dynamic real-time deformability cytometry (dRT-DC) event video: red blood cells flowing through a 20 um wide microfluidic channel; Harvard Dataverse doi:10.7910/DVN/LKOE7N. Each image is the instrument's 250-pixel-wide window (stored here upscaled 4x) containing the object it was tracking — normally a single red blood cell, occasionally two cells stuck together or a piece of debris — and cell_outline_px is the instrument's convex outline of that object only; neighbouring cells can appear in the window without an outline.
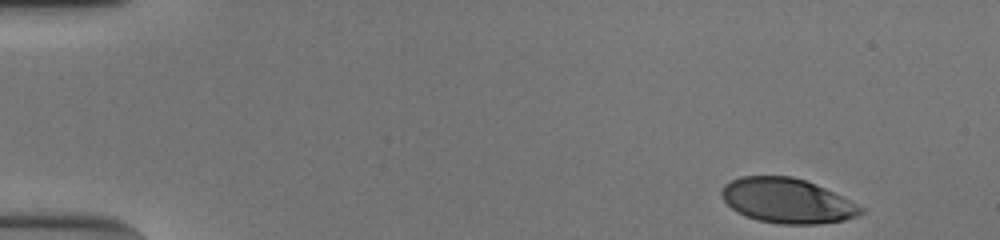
{"species": "human", "species_latin": "Homo sapiens", "temperature_condition": "cold", "stored_images_in_passage": 49, "camera_frame_rate_fps": 3000, "um_per_image_px": 0.085, "donor": {"sex": "male"}, "frame": {"image": 1, "passage_image": 1, "time_ms": 0.0, "image_size_px": [1000, 240], "cell_outline_px": [[864, 212], [856, 216], [844, 220], [816, 224], [780, 224], [756, 220], [744, 216], [736, 212], [724, 200], [720, 192], [724, 184], [740, 176], [792, 176], [816, 184], [864, 208]], "centroid_in_image_um": [66.86, 17.07], "position_along_channel_um": 18.1, "area_um2": 36.18}}
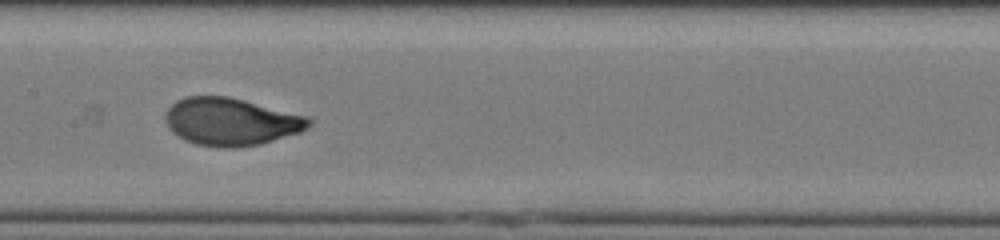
{"frame": {"image": 2, "passage_image": 24, "time_ms": 7.667, "image_size_px": [1000, 240], "cell_outline_px": [[312, 124], [308, 128], [300, 132], [260, 144], [236, 148], [224, 148], [196, 144], [184, 140], [172, 132], [164, 116], [168, 108], [176, 100], [184, 96], [228, 96], [308, 116], [312, 120]], "centroid_in_image_um": [19.64, 10.34], "position_along_channel_um": 187.8, "area_um2": 39.88}}
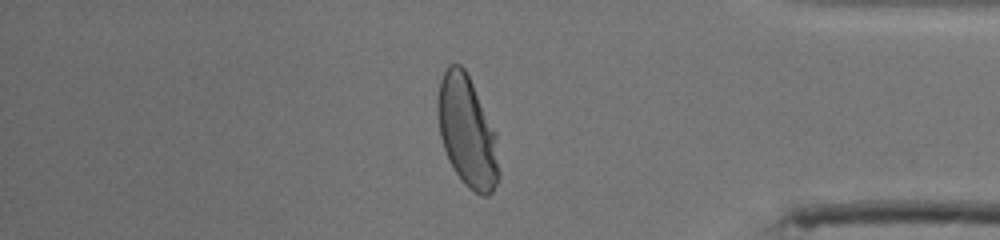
{"frame": {"image": 3, "passage_image": 42, "time_ms": 13.667, "image_size_px": [1000, 240], "cell_outline_px": [[500, 176], [492, 192], [488, 196], [480, 196], [468, 188], [464, 184], [456, 172], [444, 148], [440, 136], [436, 108], [436, 100], [440, 80], [448, 64], [460, 64], [464, 68], [496, 132]], "centroid_in_image_um": [39.71, 11.2], "position_along_channel_um": 395.5, "area_um2": 39.59}, "authors_computed_cell_mechanics": {"area_um2": 38.8994, "velocity_mm_per_s": 3.836, "shape_relaxation_time_tau1_ms": 3.1544, "shape_relaxation_time_tau2_ms": null, "deformation_change_tau1": 0.1698, "deformation_change_tau2": null}}